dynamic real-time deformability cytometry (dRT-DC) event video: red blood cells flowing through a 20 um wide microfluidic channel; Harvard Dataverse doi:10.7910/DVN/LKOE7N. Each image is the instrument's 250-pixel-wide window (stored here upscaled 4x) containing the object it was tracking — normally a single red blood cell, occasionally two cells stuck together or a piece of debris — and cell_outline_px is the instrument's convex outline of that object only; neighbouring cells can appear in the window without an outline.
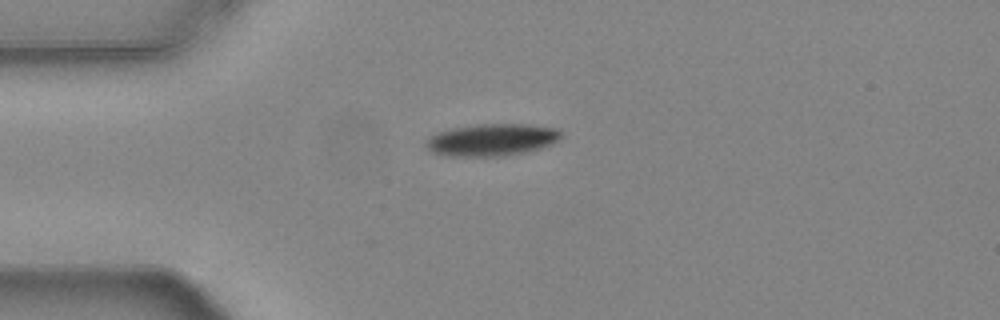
{"species": "common noctule bat (a hibernating species)", "species_latin": "Nyctalus noctula", "temperature_condition": "warm", "stored_images_in_passage": 42, "camera_frame_rate_fps": 3000, "um_per_image_px": 0.085, "animal": {"sex": "female", "body_mass_g": 24.6, "forearm_length_mm": 56.2}, "frame": {"image": 1, "passage_image": 1, "time_ms": 0.0, "image_size_px": [1000, 320], "cell_outline_px": [[564, 136], [552, 144], [540, 148], [524, 152], [500, 156], [448, 156], [432, 152], [424, 144], [424, 140], [428, 136], [436, 132], [452, 128], [476, 124], [528, 124], [560, 128]], "centroid_in_image_um": [41.8, 11.87], "position_along_channel_um": 43.2, "area_um2": 25.66}}
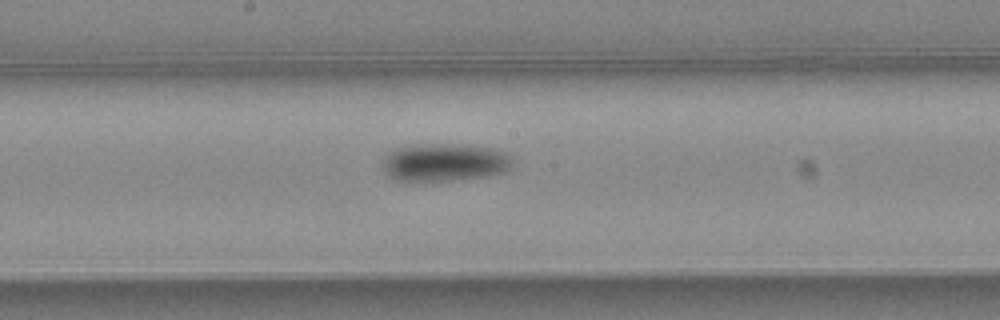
{"frame": {"image": 2, "passage_image": 16, "time_ms": 5.0, "image_size_px": [1000, 320], "cell_outline_px": [[512, 168], [508, 172], [492, 176], [452, 180], [396, 180], [388, 176], [384, 172], [384, 156], [388, 152], [396, 148], [416, 144], [452, 144], [492, 148], [504, 152], [512, 156]], "centroid_in_image_um": [37.83, 13.8], "position_along_channel_um": 210.4, "area_um2": 28.84}}
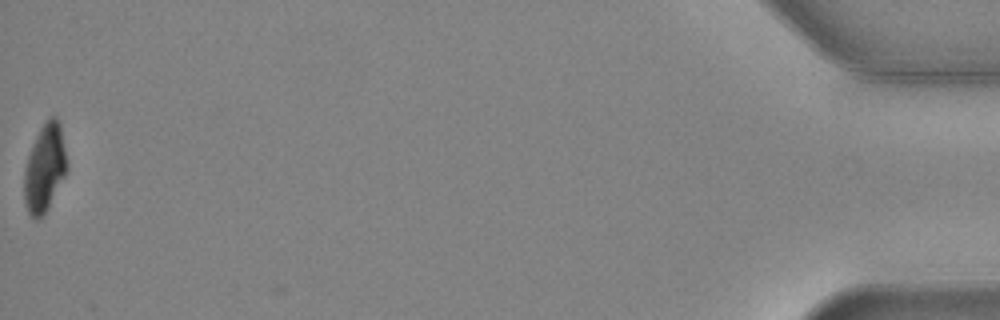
{"frame": {"image": 3, "passage_image": 42, "time_ms": 13.667, "image_size_px": [1000, 320], "cell_outline_px": [[68, 168], [48, 208], [40, 220], [36, 220], [28, 212], [24, 200], [24, 168], [32, 144], [40, 128], [48, 116], [56, 116], [60, 124], [68, 164]], "centroid_in_image_um": [3.8, 14.27], "position_along_channel_um": 431.4, "area_um2": 21.91}, "authors_computed_cell_mechanics": {"area_um2": 26.5302, "velocity_mm_per_s": 3.7589, "shape_relaxation_time_tau1_ms": 3.4691, "shape_relaxation_time_tau2_ms": null, "deformation_change_tau1": 0.1424, "deformation_change_tau2": null}}